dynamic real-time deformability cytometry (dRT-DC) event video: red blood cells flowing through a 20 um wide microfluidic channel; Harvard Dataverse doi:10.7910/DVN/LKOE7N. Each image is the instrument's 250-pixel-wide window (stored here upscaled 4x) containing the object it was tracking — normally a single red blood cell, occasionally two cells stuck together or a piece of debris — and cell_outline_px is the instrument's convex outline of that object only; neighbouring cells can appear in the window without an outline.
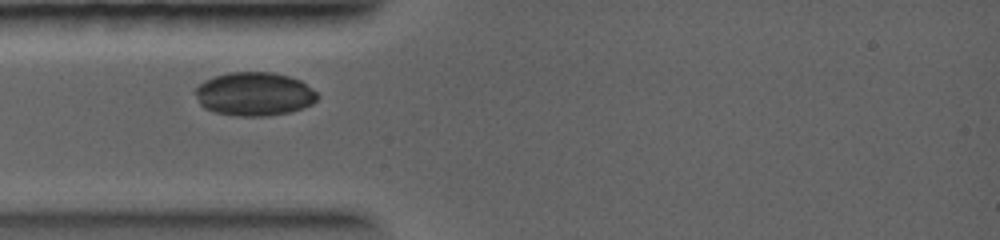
{"species": "common noctule bat (a hibernating species)", "species_latin": "Nyctalus noctula", "temperature_condition": "warm", "stored_images_in_passage": 4, "camera_frame_rate_fps": 5000, "um_per_image_px": 0.085, "animal": {"sex": "female", "body_mass_g": 19.0, "forearm_length_mm": 56.7}, "frame": {"image": 1, "passage_image": 3, "time_ms": 2.0, "image_size_px": [1000, 240], "cell_outline_px": [[320, 96], [312, 104], [288, 112], [268, 116], [236, 116], [216, 112], [204, 108], [200, 104], [196, 96], [196, 88], [204, 80], [228, 72], [272, 72], [288, 76], [300, 80], [316, 92]], "centroid_in_image_um": [21.61, 7.99], "position_along_channel_um": 63.4, "area_um2": 30.87}}